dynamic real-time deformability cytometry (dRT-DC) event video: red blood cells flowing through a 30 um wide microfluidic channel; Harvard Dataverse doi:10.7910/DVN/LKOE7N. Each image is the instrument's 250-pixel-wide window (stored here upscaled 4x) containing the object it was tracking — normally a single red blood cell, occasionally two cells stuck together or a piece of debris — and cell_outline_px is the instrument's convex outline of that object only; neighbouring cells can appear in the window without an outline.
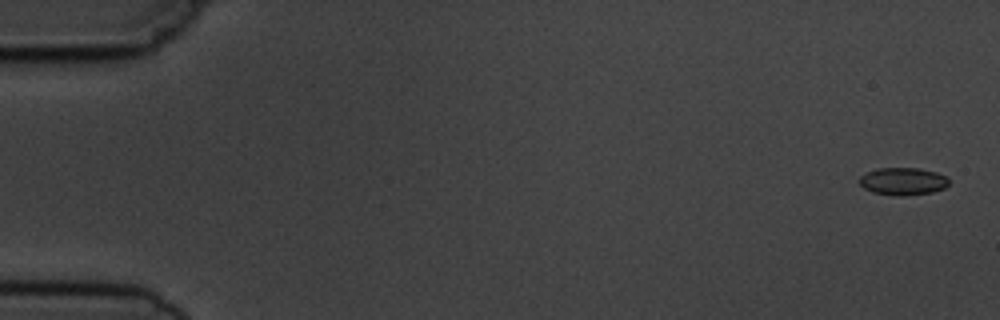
{"species": "common noctule bat (a hibernating species)", "species_latin": "Nyctalus noctula", "temperature_condition": "cold", "stored_images_in_passage": 5, "camera_frame_rate_fps": 3000, "um_per_image_px": 0.085, "animal": {"sex": "male", "body_mass_g": 19.5, "forearm_length_mm": 54.6}, "frame": {"image": 1, "passage_image": 1, "time_ms": 0.0, "image_size_px": [1000, 320], "cell_outline_px": [[948, 184], [944, 188], [932, 192], [904, 196], [896, 196], [872, 192], [864, 188], [856, 180], [860, 176], [876, 168], [920, 168], [936, 172], [948, 176]], "centroid_in_image_um": [76.73, 15.41], "position_along_channel_um": 8.3, "area_um2": 14.51}}
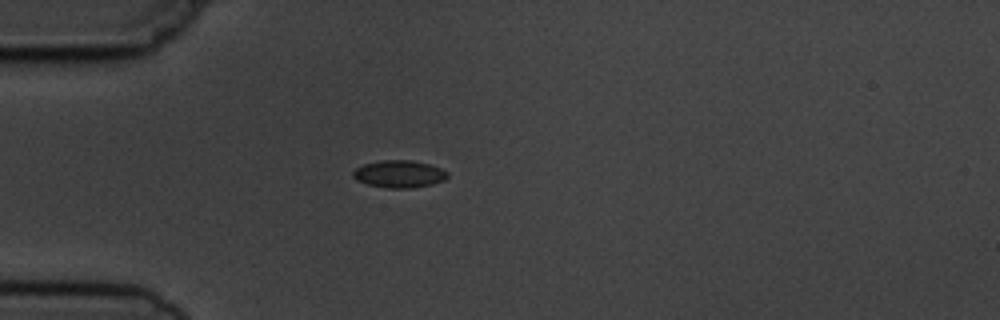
{"frame": {"image": 2, "passage_image": 5, "time_ms": 4.667, "image_size_px": [1000, 320], "cell_outline_px": [[448, 176], [444, 180], [432, 184], [408, 188], [384, 188], [368, 184], [356, 180], [352, 176], [352, 172], [356, 168], [364, 164], [380, 160], [412, 160], [428, 164], [440, 168], [448, 172]], "centroid_in_image_um": [33.91, 14.79], "position_along_channel_um": 51.1, "area_um2": 15.03}}